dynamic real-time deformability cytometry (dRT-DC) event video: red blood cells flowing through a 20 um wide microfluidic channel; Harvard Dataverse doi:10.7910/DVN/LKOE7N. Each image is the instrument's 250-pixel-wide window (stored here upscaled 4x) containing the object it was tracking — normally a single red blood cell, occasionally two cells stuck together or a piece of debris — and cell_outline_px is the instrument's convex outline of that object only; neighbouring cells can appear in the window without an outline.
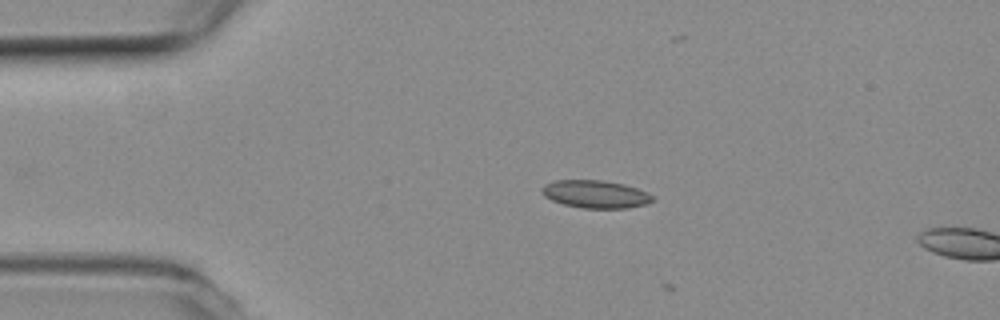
{"species": "common noctule bat (a hibernating species)", "species_latin": "Nyctalus noctula", "temperature_condition": "room temperature", "stored_images_in_passage": 3, "camera_frame_rate_fps": 3000, "um_per_image_px": 0.085, "animal": {"sex": "female", "body_mass_g": 19.3, "forearm_length_mm": 54.1}, "frame": {"image": 1, "passage_image": 1, "time_ms": 0.0, "image_size_px": [1000, 320], "cell_outline_px": [[652, 200], [644, 204], [628, 208], [584, 208], [564, 204], [552, 200], [544, 196], [540, 192], [540, 188], [544, 184], [556, 180], [600, 180], [624, 184], [648, 192], [652, 196]], "centroid_in_image_um": [50.56, 16.49], "position_along_channel_um": 34.4, "area_um2": 17.8}}